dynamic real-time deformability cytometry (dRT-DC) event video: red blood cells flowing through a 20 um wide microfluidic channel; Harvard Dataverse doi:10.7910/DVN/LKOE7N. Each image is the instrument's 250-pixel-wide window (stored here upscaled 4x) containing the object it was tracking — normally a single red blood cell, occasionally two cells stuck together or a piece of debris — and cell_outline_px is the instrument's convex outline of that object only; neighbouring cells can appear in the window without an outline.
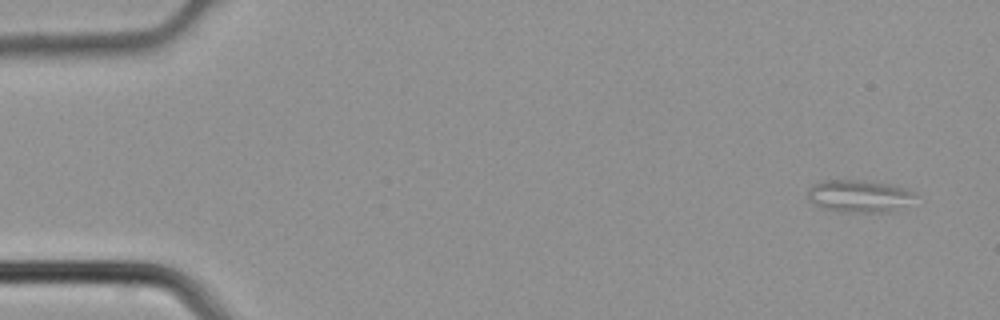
{"species": "common noctule bat (a hibernating species)", "species_latin": "Nyctalus noctula", "temperature_condition": "cold", "stored_images_in_passage": 4, "camera_frame_rate_fps": 3000, "um_per_image_px": 0.085, "animal": {"sex": "male", "body_mass_g": 21.5, "forearm_length_mm": 52.0}, "frame": {"image": 1, "passage_image": 1, "time_ms": 0.0, "image_size_px": [1000, 320], "cell_outline_px": [[916, 196], [896, 208], [888, 212], [840, 212], [820, 208], [808, 196], [808, 188], [812, 184], [820, 180], [872, 180], [904, 188], [916, 192]], "centroid_in_image_um": [72.96, 16.64], "position_along_channel_um": 12.0, "area_um2": 20.17}}